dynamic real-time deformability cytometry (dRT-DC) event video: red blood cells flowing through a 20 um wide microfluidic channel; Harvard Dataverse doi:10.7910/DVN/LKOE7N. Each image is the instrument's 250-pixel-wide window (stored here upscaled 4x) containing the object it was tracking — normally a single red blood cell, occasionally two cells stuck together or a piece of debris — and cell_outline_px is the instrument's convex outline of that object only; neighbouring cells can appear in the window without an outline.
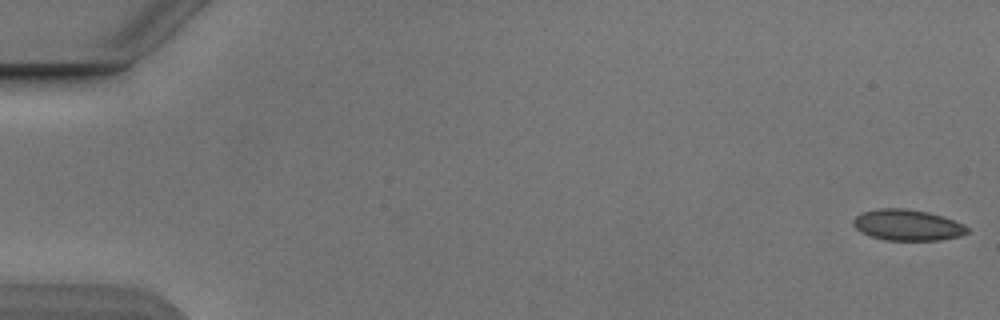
{"species": "Egyptian fruit bat (a non-hibernating species)", "species_latin": "Rousettus aegyptiacus", "temperature_condition": "cold", "stored_images_in_passage": 16, "camera_frame_rate_fps": 3000, "um_per_image_px": 0.085, "animal": {"sex": "male"}, "frame": {"image": 1, "passage_image": 1, "time_ms": 0.0, "image_size_px": [1000, 320], "cell_outline_px": [[968, 232], [960, 236], [940, 240], [888, 240], [872, 236], [856, 228], [852, 224], [852, 220], [860, 212], [880, 208], [904, 208], [928, 212], [964, 224], [968, 228]], "centroid_in_image_um": [77.12, 19.12], "position_along_channel_um": 7.9, "area_um2": 20.4}}
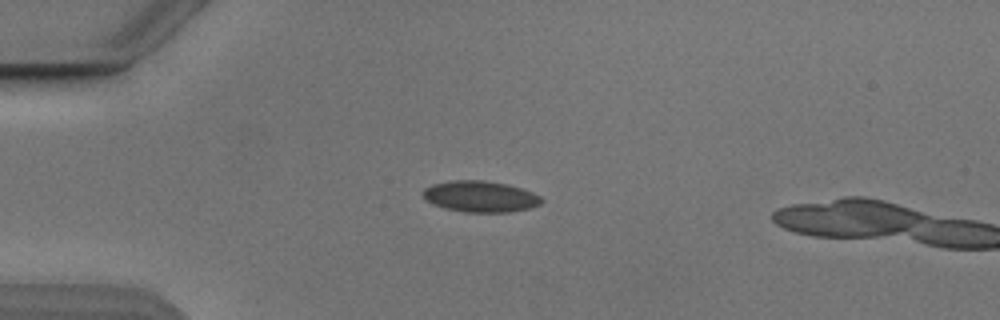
{"frame": {"image": 2, "passage_image": 14, "time_ms": 4.333, "image_size_px": [1000, 320], "cell_outline_px": [[544, 200], [540, 204], [528, 208], [508, 212], [464, 212], [448, 208], [436, 204], [428, 200], [424, 196], [424, 188], [432, 184], [452, 180], [484, 180], [508, 184], [532, 192], [540, 196]], "centroid_in_image_um": [40.86, 16.69], "position_along_channel_um": 44.1, "area_um2": 21.21}}